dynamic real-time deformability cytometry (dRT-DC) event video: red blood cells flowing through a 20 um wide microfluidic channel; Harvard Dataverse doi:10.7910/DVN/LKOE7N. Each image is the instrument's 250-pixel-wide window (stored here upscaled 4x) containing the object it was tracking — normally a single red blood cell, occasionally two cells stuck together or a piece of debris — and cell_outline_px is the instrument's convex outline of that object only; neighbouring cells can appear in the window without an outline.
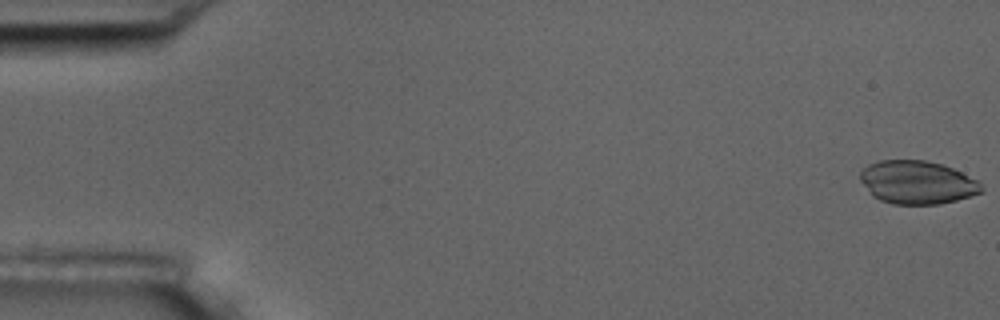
{"species": "common noctule bat (a hibernating species)", "species_latin": "Nyctalus noctula", "temperature_condition": "room temperature", "stored_images_in_passage": 55, "camera_frame_rate_fps": 3000, "um_per_image_px": 0.085, "animal": {"sex": "male", "body_mass_g": 17.5, "forearm_length_mm": 52.3}, "frame": {"image": 1, "passage_image": 1, "time_ms": 0.0, "image_size_px": [1000, 320], "cell_outline_px": [[984, 192], [956, 200], [940, 204], [892, 204], [880, 200], [872, 196], [860, 180], [860, 172], [868, 164], [880, 160], [924, 160], [944, 164], [980, 180], [984, 188]], "centroid_in_image_um": [78.0, 15.5], "position_along_channel_um": 7.0, "area_um2": 30.92}}
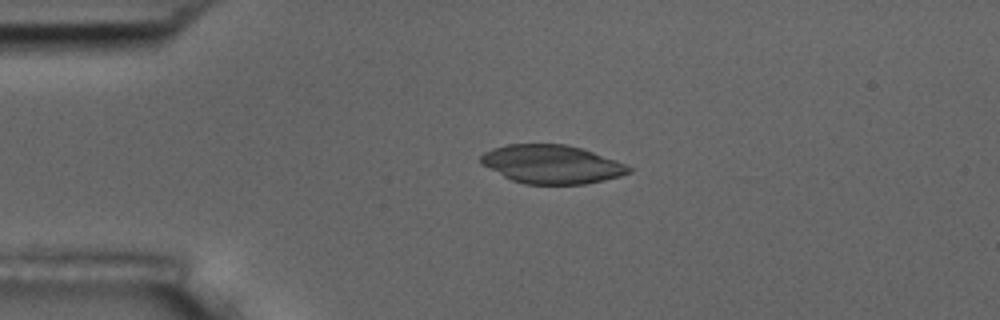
{"frame": {"image": 2, "passage_image": 13, "time_ms": 4.0, "image_size_px": [1000, 320], "cell_outline_px": [[632, 172], [620, 176], [604, 180], [584, 184], [524, 184], [512, 180], [480, 164], [480, 156], [484, 152], [492, 148], [508, 144], [568, 144], [616, 160], [632, 168]], "centroid_in_image_um": [46.87, 13.96], "position_along_channel_um": 38.1, "area_um2": 33.18}}